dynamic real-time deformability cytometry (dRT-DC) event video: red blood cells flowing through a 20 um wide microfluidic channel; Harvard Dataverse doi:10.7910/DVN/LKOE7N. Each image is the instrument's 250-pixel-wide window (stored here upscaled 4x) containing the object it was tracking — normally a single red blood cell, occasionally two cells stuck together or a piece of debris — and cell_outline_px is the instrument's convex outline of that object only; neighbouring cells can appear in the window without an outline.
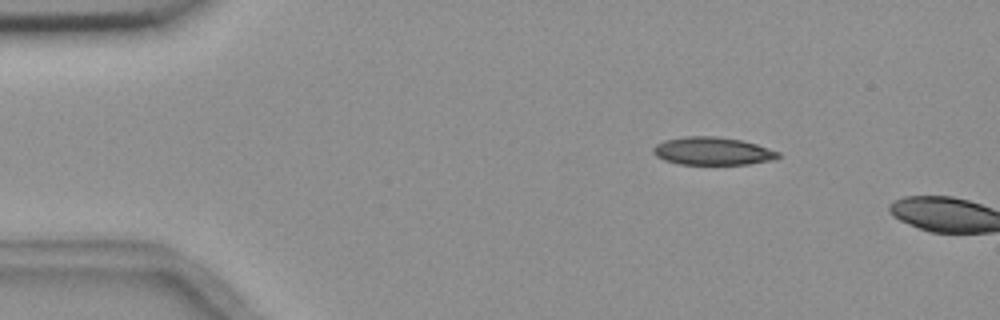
{"species": "common noctule bat (a hibernating species)", "species_latin": "Nyctalus noctula", "temperature_condition": "room temperature", "stored_images_in_passage": 3, "camera_frame_rate_fps": 3000, "um_per_image_px": 0.085, "animal": {"sex": "female", "body_mass_g": 18.4}, "frame": {"image": 1, "passage_image": 2, "time_ms": 1.0, "image_size_px": [1000, 320], "cell_outline_px": [[780, 156], [772, 160], [748, 164], [680, 164], [664, 160], [656, 156], [652, 152], [652, 148], [656, 144], [664, 140], [684, 136], [716, 136], [740, 140], [756, 144], [780, 152]], "centroid_in_image_um": [60.53, 12.84], "position_along_channel_um": 24.5, "area_um2": 20.29}}